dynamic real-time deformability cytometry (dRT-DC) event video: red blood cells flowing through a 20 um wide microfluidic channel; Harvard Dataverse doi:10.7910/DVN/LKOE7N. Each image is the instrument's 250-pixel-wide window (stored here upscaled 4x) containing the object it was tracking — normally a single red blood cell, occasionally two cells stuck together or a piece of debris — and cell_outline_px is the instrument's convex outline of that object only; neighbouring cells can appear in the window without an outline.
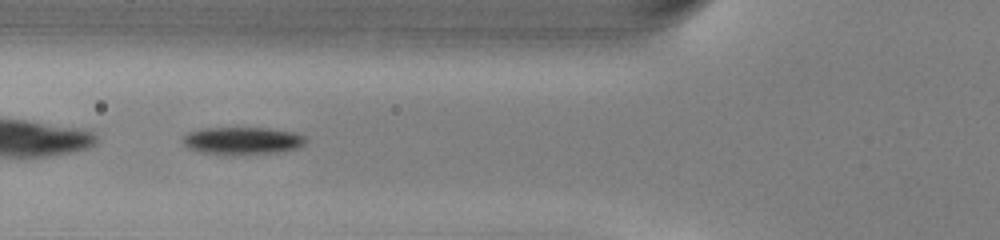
{"species": "common noctule bat (a hibernating species)", "species_latin": "Nyctalus noctula", "temperature_condition": "warm", "stored_images_in_passage": 38, "camera_frame_rate_fps": 3000, "um_per_image_px": 0.085, "animal": {"sex": "male", "body_mass_g": 13.0, "forearm_length_mm": 53.1}, "frame": {"image": 1, "passage_image": 6, "time_ms": 1.667, "image_size_px": [1000, 240], "cell_outline_px": [[308, 140], [304, 144], [296, 148], [276, 152], [200, 152], [188, 148], [184, 144], [184, 136], [188, 132], [208, 128], [268, 128], [296, 132], [308, 136]], "centroid_in_image_um": [20.69, 11.91], "position_along_channel_um": 105.1, "area_um2": 18.84}}
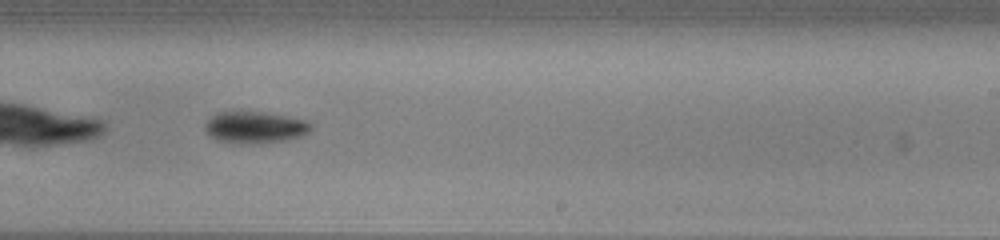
{"frame": {"image": 2, "passage_image": 18, "time_ms": 5.667, "image_size_px": [1000, 240], "cell_outline_px": [[312, 128], [304, 136], [288, 140], [260, 144], [236, 144], [216, 140], [204, 128], [204, 124], [216, 112], [260, 112], [308, 120], [312, 124]], "centroid_in_image_um": [21.7, 10.85], "position_along_channel_um": 267.3, "area_um2": 19.83}}
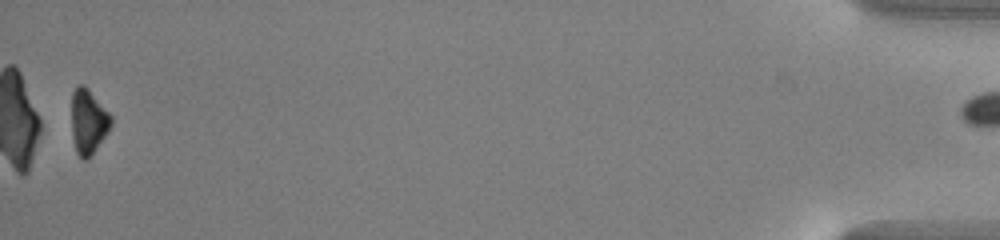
{"frame": {"image": 3, "passage_image": 37, "time_ms": 12.0, "image_size_px": [1000, 240], "cell_outline_px": [[112, 124], [108, 132], [92, 152], [84, 160], [76, 152], [72, 136], [72, 92], [80, 84], [84, 84], [88, 88], [112, 116]], "centroid_in_image_um": [7.5, 10.29], "position_along_channel_um": 427.7, "area_um2": 14.62}, "authors_computed_cell_mechanics": {"area_um2": 19.0451, "velocity_mm_per_s": 4.0634, "shape_relaxation_time_tau1_ms": 1.5655, "shape_relaxation_time_tau2_ms": null, "deformation_change_tau1": 0.1295, "deformation_change_tau2": null}}